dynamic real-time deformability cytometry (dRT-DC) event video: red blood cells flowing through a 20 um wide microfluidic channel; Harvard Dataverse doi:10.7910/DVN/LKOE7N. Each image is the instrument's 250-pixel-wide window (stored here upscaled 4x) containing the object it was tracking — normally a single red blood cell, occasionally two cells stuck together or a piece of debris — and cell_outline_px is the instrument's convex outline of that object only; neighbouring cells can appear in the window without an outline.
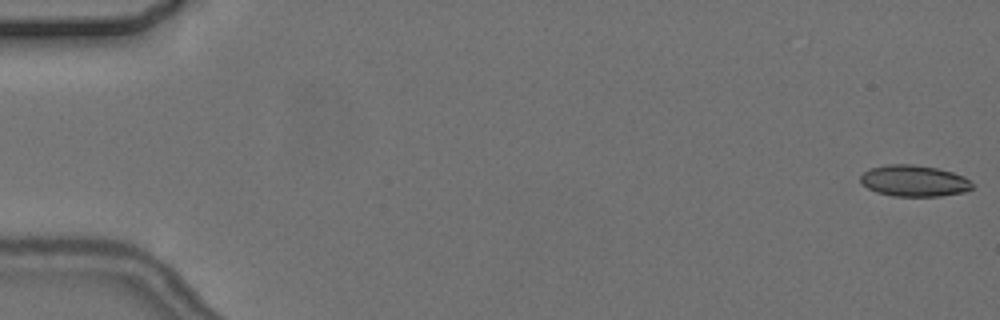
{"species": "common noctule bat (a hibernating species)", "species_latin": "Nyctalus noctula", "temperature_condition": "cold", "stored_images_in_passage": 5, "camera_frame_rate_fps": 3000, "um_per_image_px": 0.085, "animal": {"sex": "female", "body_mass_g": 24.6, "forearm_length_mm": 56.2}, "frame": {"image": 1, "passage_image": 1, "time_ms": 0.0, "image_size_px": [1000, 320], "cell_outline_px": [[972, 188], [964, 192], [940, 196], [892, 196], [876, 192], [868, 188], [860, 180], [860, 176], [864, 172], [872, 168], [888, 164], [912, 164], [936, 168], [952, 172], [964, 176], [972, 184]], "centroid_in_image_um": [77.69, 15.37], "position_along_channel_um": 7.3, "area_um2": 20.23}}